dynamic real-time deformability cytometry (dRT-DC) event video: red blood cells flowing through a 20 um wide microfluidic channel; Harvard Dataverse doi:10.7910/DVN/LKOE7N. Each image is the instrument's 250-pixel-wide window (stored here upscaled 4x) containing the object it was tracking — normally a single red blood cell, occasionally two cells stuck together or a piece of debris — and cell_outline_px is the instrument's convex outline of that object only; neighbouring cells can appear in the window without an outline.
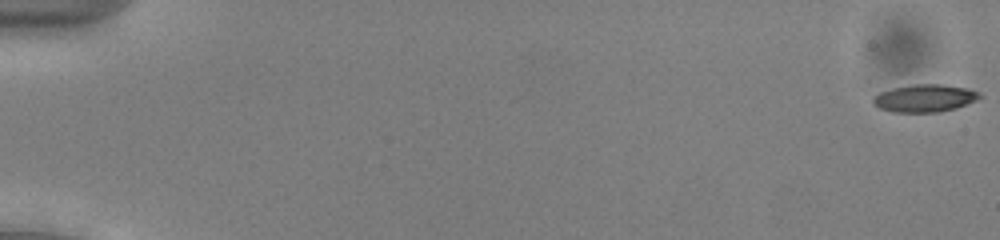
{"species": "common noctule bat (a hibernating species)", "species_latin": "Nyctalus noctula", "temperature_condition": "cold", "stored_images_in_passage": 48, "camera_frame_rate_fps": 3000, "um_per_image_px": 0.085, "animal": {"sex": "male", "body_mass_g": 13.0, "forearm_length_mm": 53.1}, "frame": {"image": 1, "passage_image": 1, "time_ms": 0.0, "image_size_px": [1000, 240], "cell_outline_px": [[984, 96], [976, 100], [956, 108], [940, 112], [892, 112], [880, 108], [872, 104], [872, 96], [880, 92], [892, 88], [912, 84], [940, 84], [968, 88], [980, 92]], "centroid_in_image_um": [78.59, 8.34], "position_along_channel_um": 6.4, "area_um2": 17.34}}
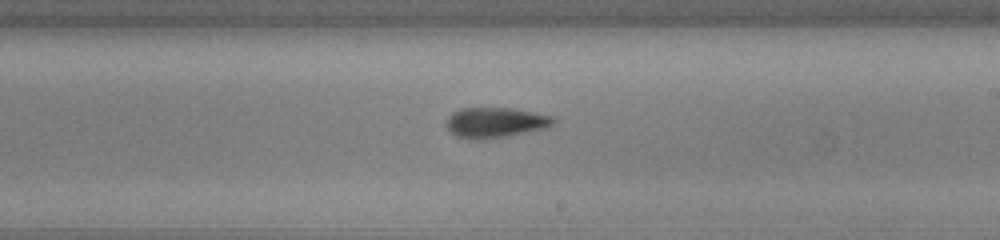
{"frame": {"image": 2, "passage_image": 33, "time_ms": 10.667, "image_size_px": [1000, 240], "cell_outline_px": [[556, 120], [548, 128], [508, 136], [480, 140], [456, 136], [448, 128], [448, 116], [452, 112], [460, 108], [512, 108], [552, 116]], "centroid_in_image_um": [42.13, 10.41], "position_along_channel_um": 246.9, "area_um2": 18.79}}
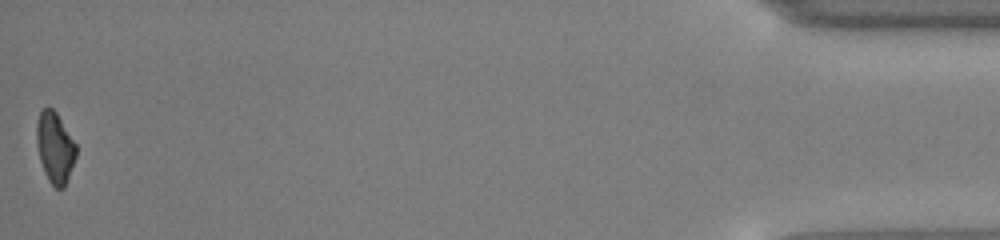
{"frame": {"image": 3, "passage_image": 48, "time_ms": 15.667, "image_size_px": [1000, 240], "cell_outline_px": [[76, 156], [64, 188], [56, 188], [48, 180], [44, 172], [40, 160], [36, 144], [36, 120], [40, 112], [44, 108], [52, 108], [56, 112], [76, 144]], "centroid_in_image_um": [4.65, 12.53], "position_along_channel_um": 430.5, "area_um2": 16.24}, "authors_computed_cell_mechanics": {"area_um2": 18.1781, "velocity_mm_per_s": 3.9499, "shape_relaxation_time_tau1_ms": 6.175, "shape_relaxation_time_tau2_ms": 4.2695, "deformation_change_tau1": 0.1767, "deformation_change_tau2": 0.1397}}